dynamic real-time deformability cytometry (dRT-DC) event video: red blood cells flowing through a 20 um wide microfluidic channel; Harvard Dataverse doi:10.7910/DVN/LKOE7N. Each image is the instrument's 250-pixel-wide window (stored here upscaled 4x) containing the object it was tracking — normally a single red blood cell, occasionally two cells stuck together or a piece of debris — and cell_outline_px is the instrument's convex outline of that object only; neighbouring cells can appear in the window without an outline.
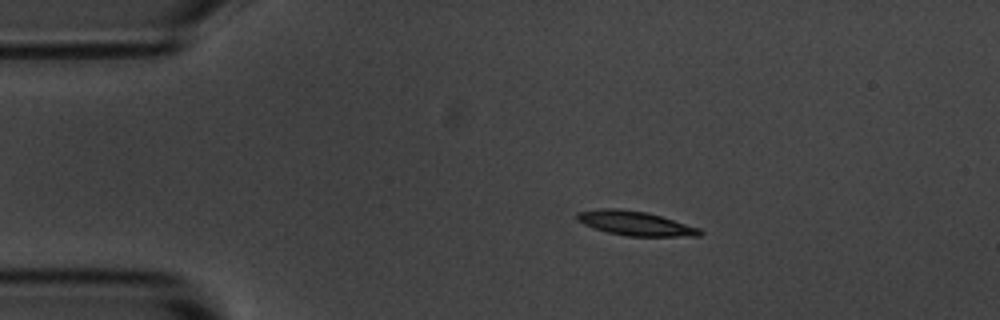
{"species": "common noctule bat (a hibernating species)", "species_latin": "Nyctalus noctula", "temperature_condition": "room temperature", "stored_images_in_passage": 7, "camera_frame_rate_fps": 3000, "um_per_image_px": 0.085, "animal": {"sex": "male", "body_mass_g": 20.1, "forearm_length_mm": 53.5}, "frame": {"image": 1, "passage_image": 3, "time_ms": 2.333, "image_size_px": [1000, 320], "cell_outline_px": [[704, 232], [700, 236], [628, 236], [608, 232], [584, 224], [576, 220], [576, 212], [600, 208], [616, 208], [648, 212], [700, 228]], "centroid_in_image_um": [54.0, 18.97], "position_along_channel_um": 31.0, "area_um2": 17.4}}
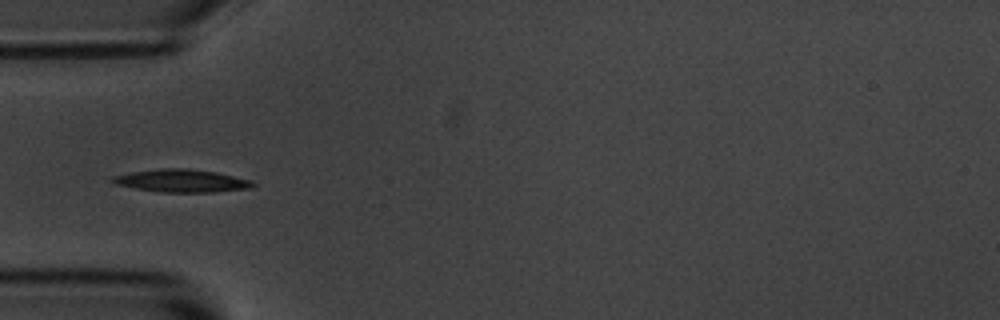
{"frame": {"image": 2, "passage_image": 5, "time_ms": 4.667, "image_size_px": [1000, 320], "cell_outline_px": [[256, 184], [252, 188], [212, 192], [164, 192], [136, 188], [112, 184], [108, 180], [112, 176], [132, 172], [160, 168], [188, 168], [216, 172], [252, 180]], "centroid_in_image_um": [15.42, 15.36], "position_along_channel_um": 69.6, "area_um2": 18.73}}
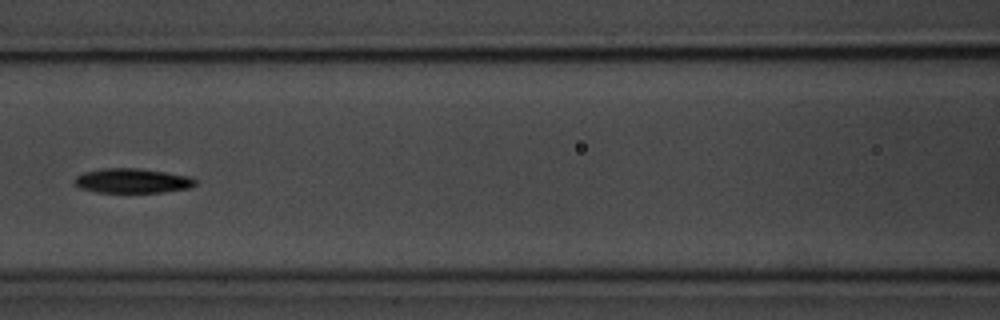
{"frame": {"image": 3, "passage_image": 7, "time_ms": 7.0, "image_size_px": [1000, 320], "cell_outline_px": [[196, 184], [192, 188], [164, 192], [96, 192], [80, 188], [72, 180], [76, 176], [84, 172], [104, 168], [136, 168], [192, 176], [196, 180]], "centroid_in_image_um": [11.27, 15.37], "position_along_channel_um": 155.3, "area_um2": 17.4}}